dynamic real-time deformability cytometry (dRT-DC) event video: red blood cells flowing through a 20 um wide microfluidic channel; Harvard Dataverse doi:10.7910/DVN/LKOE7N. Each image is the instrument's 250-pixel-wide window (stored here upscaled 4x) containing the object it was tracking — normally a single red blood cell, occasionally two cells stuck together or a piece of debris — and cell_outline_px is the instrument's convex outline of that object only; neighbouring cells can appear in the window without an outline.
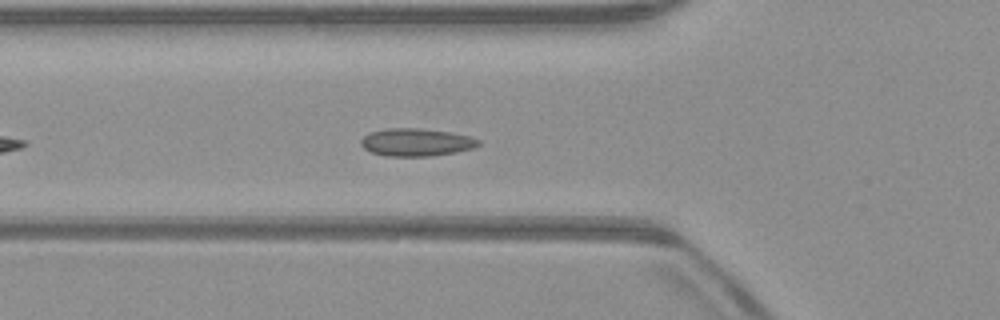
{"species": "common noctule bat (a hibernating species)", "species_latin": "Nyctalus noctula", "temperature_condition": "warm", "stored_images_in_passage": 10, "camera_frame_rate_fps": 3000, "um_per_image_px": 0.085, "animal": {"sex": "male", "body_mass_g": 23.1, "forearm_length_mm": 52.7}, "frame": {"image": 1, "passage_image": 2, "time_ms": 0.333, "image_size_px": [1000, 320], "cell_outline_px": [[480, 144], [472, 148], [456, 152], [432, 156], [388, 156], [372, 152], [364, 148], [360, 144], [360, 140], [368, 132], [388, 128], [420, 128], [448, 132], [472, 136], [480, 140]], "centroid_in_image_um": [35.38, 12.08], "position_along_channel_um": 90.4, "area_um2": 19.02}}